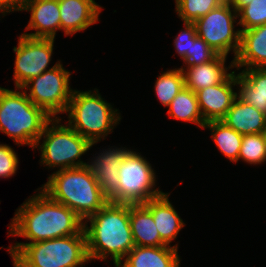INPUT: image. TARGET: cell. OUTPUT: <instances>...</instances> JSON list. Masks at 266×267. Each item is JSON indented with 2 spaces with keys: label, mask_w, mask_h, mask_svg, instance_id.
I'll list each match as a JSON object with an SVG mask.
<instances>
[{
  "label": "cell",
  "mask_w": 266,
  "mask_h": 267,
  "mask_svg": "<svg viewBox=\"0 0 266 267\" xmlns=\"http://www.w3.org/2000/svg\"><path fill=\"white\" fill-rule=\"evenodd\" d=\"M169 195L168 192L164 193L143 205L151 212L161 240L167 246L179 249V244L171 245V243L177 239L179 232L186 224L169 200Z\"/></svg>",
  "instance_id": "cell-16"
},
{
  "label": "cell",
  "mask_w": 266,
  "mask_h": 267,
  "mask_svg": "<svg viewBox=\"0 0 266 267\" xmlns=\"http://www.w3.org/2000/svg\"><path fill=\"white\" fill-rule=\"evenodd\" d=\"M236 84L237 96L266 114V68H247L236 72Z\"/></svg>",
  "instance_id": "cell-21"
},
{
  "label": "cell",
  "mask_w": 266,
  "mask_h": 267,
  "mask_svg": "<svg viewBox=\"0 0 266 267\" xmlns=\"http://www.w3.org/2000/svg\"><path fill=\"white\" fill-rule=\"evenodd\" d=\"M180 262L174 247L134 246L116 267H180Z\"/></svg>",
  "instance_id": "cell-19"
},
{
  "label": "cell",
  "mask_w": 266,
  "mask_h": 267,
  "mask_svg": "<svg viewBox=\"0 0 266 267\" xmlns=\"http://www.w3.org/2000/svg\"><path fill=\"white\" fill-rule=\"evenodd\" d=\"M240 32L266 24V0H252L238 12Z\"/></svg>",
  "instance_id": "cell-28"
},
{
  "label": "cell",
  "mask_w": 266,
  "mask_h": 267,
  "mask_svg": "<svg viewBox=\"0 0 266 267\" xmlns=\"http://www.w3.org/2000/svg\"><path fill=\"white\" fill-rule=\"evenodd\" d=\"M129 222L135 246L166 245L160 238L151 212L143 204H129Z\"/></svg>",
  "instance_id": "cell-22"
},
{
  "label": "cell",
  "mask_w": 266,
  "mask_h": 267,
  "mask_svg": "<svg viewBox=\"0 0 266 267\" xmlns=\"http://www.w3.org/2000/svg\"><path fill=\"white\" fill-rule=\"evenodd\" d=\"M14 267H84L89 263L86 235L27 243L13 258Z\"/></svg>",
  "instance_id": "cell-7"
},
{
  "label": "cell",
  "mask_w": 266,
  "mask_h": 267,
  "mask_svg": "<svg viewBox=\"0 0 266 267\" xmlns=\"http://www.w3.org/2000/svg\"><path fill=\"white\" fill-rule=\"evenodd\" d=\"M130 149L125 147L110 146L108 149L99 151L100 153L89 158L88 166L91 168L102 192L109 198L118 188L119 167L126 153Z\"/></svg>",
  "instance_id": "cell-15"
},
{
  "label": "cell",
  "mask_w": 266,
  "mask_h": 267,
  "mask_svg": "<svg viewBox=\"0 0 266 267\" xmlns=\"http://www.w3.org/2000/svg\"><path fill=\"white\" fill-rule=\"evenodd\" d=\"M204 128L211 132V139L223 156L230 162L238 163L243 135L226 126L222 121H208L204 124Z\"/></svg>",
  "instance_id": "cell-24"
},
{
  "label": "cell",
  "mask_w": 266,
  "mask_h": 267,
  "mask_svg": "<svg viewBox=\"0 0 266 267\" xmlns=\"http://www.w3.org/2000/svg\"><path fill=\"white\" fill-rule=\"evenodd\" d=\"M221 4L220 0H175V12L183 23H194Z\"/></svg>",
  "instance_id": "cell-26"
},
{
  "label": "cell",
  "mask_w": 266,
  "mask_h": 267,
  "mask_svg": "<svg viewBox=\"0 0 266 267\" xmlns=\"http://www.w3.org/2000/svg\"><path fill=\"white\" fill-rule=\"evenodd\" d=\"M19 11L30 12V19L22 34L32 38L55 39L61 30L58 0H22Z\"/></svg>",
  "instance_id": "cell-12"
},
{
  "label": "cell",
  "mask_w": 266,
  "mask_h": 267,
  "mask_svg": "<svg viewBox=\"0 0 266 267\" xmlns=\"http://www.w3.org/2000/svg\"><path fill=\"white\" fill-rule=\"evenodd\" d=\"M184 87V75L181 68L170 70L167 68L165 72L161 71L154 83L155 95L164 107H168Z\"/></svg>",
  "instance_id": "cell-25"
},
{
  "label": "cell",
  "mask_w": 266,
  "mask_h": 267,
  "mask_svg": "<svg viewBox=\"0 0 266 267\" xmlns=\"http://www.w3.org/2000/svg\"><path fill=\"white\" fill-rule=\"evenodd\" d=\"M266 68V24L241 31L240 49L234 59L235 70Z\"/></svg>",
  "instance_id": "cell-18"
},
{
  "label": "cell",
  "mask_w": 266,
  "mask_h": 267,
  "mask_svg": "<svg viewBox=\"0 0 266 267\" xmlns=\"http://www.w3.org/2000/svg\"><path fill=\"white\" fill-rule=\"evenodd\" d=\"M61 31L70 36L96 24L103 7L95 0H58Z\"/></svg>",
  "instance_id": "cell-14"
},
{
  "label": "cell",
  "mask_w": 266,
  "mask_h": 267,
  "mask_svg": "<svg viewBox=\"0 0 266 267\" xmlns=\"http://www.w3.org/2000/svg\"><path fill=\"white\" fill-rule=\"evenodd\" d=\"M55 39L32 38L23 34L18 36L15 53L13 80L16 88H21L30 79L37 77L44 71L54 68L61 60H58L51 68Z\"/></svg>",
  "instance_id": "cell-11"
},
{
  "label": "cell",
  "mask_w": 266,
  "mask_h": 267,
  "mask_svg": "<svg viewBox=\"0 0 266 267\" xmlns=\"http://www.w3.org/2000/svg\"><path fill=\"white\" fill-rule=\"evenodd\" d=\"M15 211L9 223L8 237H22L29 242H15L7 247L13 258L27 243L80 234L84 221L70 208L53 200L41 188Z\"/></svg>",
  "instance_id": "cell-1"
},
{
  "label": "cell",
  "mask_w": 266,
  "mask_h": 267,
  "mask_svg": "<svg viewBox=\"0 0 266 267\" xmlns=\"http://www.w3.org/2000/svg\"><path fill=\"white\" fill-rule=\"evenodd\" d=\"M118 176V188L108 198L110 202L143 204L165 193L159 186L156 187L157 175L151 163L133 149H130L123 158Z\"/></svg>",
  "instance_id": "cell-8"
},
{
  "label": "cell",
  "mask_w": 266,
  "mask_h": 267,
  "mask_svg": "<svg viewBox=\"0 0 266 267\" xmlns=\"http://www.w3.org/2000/svg\"><path fill=\"white\" fill-rule=\"evenodd\" d=\"M262 165L266 161V145L261 133L243 135L238 161Z\"/></svg>",
  "instance_id": "cell-27"
},
{
  "label": "cell",
  "mask_w": 266,
  "mask_h": 267,
  "mask_svg": "<svg viewBox=\"0 0 266 267\" xmlns=\"http://www.w3.org/2000/svg\"><path fill=\"white\" fill-rule=\"evenodd\" d=\"M252 0H232V5L236 11L238 12L243 6L249 4Z\"/></svg>",
  "instance_id": "cell-33"
},
{
  "label": "cell",
  "mask_w": 266,
  "mask_h": 267,
  "mask_svg": "<svg viewBox=\"0 0 266 267\" xmlns=\"http://www.w3.org/2000/svg\"><path fill=\"white\" fill-rule=\"evenodd\" d=\"M22 0H0V13L2 17L11 12H18L21 6ZM1 18V17H0Z\"/></svg>",
  "instance_id": "cell-32"
},
{
  "label": "cell",
  "mask_w": 266,
  "mask_h": 267,
  "mask_svg": "<svg viewBox=\"0 0 266 267\" xmlns=\"http://www.w3.org/2000/svg\"><path fill=\"white\" fill-rule=\"evenodd\" d=\"M184 28L180 30L177 36H175L173 45L177 52V55L180 56V59H183L186 56L187 52H190L191 47V38H193L196 33V28L193 23H183Z\"/></svg>",
  "instance_id": "cell-31"
},
{
  "label": "cell",
  "mask_w": 266,
  "mask_h": 267,
  "mask_svg": "<svg viewBox=\"0 0 266 267\" xmlns=\"http://www.w3.org/2000/svg\"><path fill=\"white\" fill-rule=\"evenodd\" d=\"M66 113L64 122L94 145L105 140L122 119L119 109L104 100L97 88L74 89Z\"/></svg>",
  "instance_id": "cell-5"
},
{
  "label": "cell",
  "mask_w": 266,
  "mask_h": 267,
  "mask_svg": "<svg viewBox=\"0 0 266 267\" xmlns=\"http://www.w3.org/2000/svg\"><path fill=\"white\" fill-rule=\"evenodd\" d=\"M71 73L60 61L54 68L30 79L21 89L51 118H60L59 114H66L74 90L70 86Z\"/></svg>",
  "instance_id": "cell-9"
},
{
  "label": "cell",
  "mask_w": 266,
  "mask_h": 267,
  "mask_svg": "<svg viewBox=\"0 0 266 267\" xmlns=\"http://www.w3.org/2000/svg\"><path fill=\"white\" fill-rule=\"evenodd\" d=\"M89 261H108L116 267L135 246L130 222L129 204L108 201L84 221Z\"/></svg>",
  "instance_id": "cell-2"
},
{
  "label": "cell",
  "mask_w": 266,
  "mask_h": 267,
  "mask_svg": "<svg viewBox=\"0 0 266 267\" xmlns=\"http://www.w3.org/2000/svg\"><path fill=\"white\" fill-rule=\"evenodd\" d=\"M220 121L241 135L257 134L266 127V114L237 96Z\"/></svg>",
  "instance_id": "cell-20"
},
{
  "label": "cell",
  "mask_w": 266,
  "mask_h": 267,
  "mask_svg": "<svg viewBox=\"0 0 266 267\" xmlns=\"http://www.w3.org/2000/svg\"><path fill=\"white\" fill-rule=\"evenodd\" d=\"M236 70L219 84L196 91L197 101L203 120L220 121L228 112L237 97Z\"/></svg>",
  "instance_id": "cell-13"
},
{
  "label": "cell",
  "mask_w": 266,
  "mask_h": 267,
  "mask_svg": "<svg viewBox=\"0 0 266 267\" xmlns=\"http://www.w3.org/2000/svg\"><path fill=\"white\" fill-rule=\"evenodd\" d=\"M47 179L40 188L53 200L73 210L83 221L109 201L88 165L55 171Z\"/></svg>",
  "instance_id": "cell-3"
},
{
  "label": "cell",
  "mask_w": 266,
  "mask_h": 267,
  "mask_svg": "<svg viewBox=\"0 0 266 267\" xmlns=\"http://www.w3.org/2000/svg\"><path fill=\"white\" fill-rule=\"evenodd\" d=\"M227 58L228 56L218 54L213 60L204 64L181 66L185 87L196 92L222 83L231 74L232 71L229 72V70L234 68V60L228 67L225 65Z\"/></svg>",
  "instance_id": "cell-17"
},
{
  "label": "cell",
  "mask_w": 266,
  "mask_h": 267,
  "mask_svg": "<svg viewBox=\"0 0 266 267\" xmlns=\"http://www.w3.org/2000/svg\"><path fill=\"white\" fill-rule=\"evenodd\" d=\"M61 121L62 118H52L35 144L34 150L37 148L41 152L40 165L53 170L57 168L56 171L87 166L89 162H84L81 156L94 144Z\"/></svg>",
  "instance_id": "cell-6"
},
{
  "label": "cell",
  "mask_w": 266,
  "mask_h": 267,
  "mask_svg": "<svg viewBox=\"0 0 266 267\" xmlns=\"http://www.w3.org/2000/svg\"><path fill=\"white\" fill-rule=\"evenodd\" d=\"M237 19L238 13L232 5L221 4L193 24L197 35L214 51L225 56L233 52L234 60L240 49L241 37L240 29L234 25L238 26Z\"/></svg>",
  "instance_id": "cell-10"
},
{
  "label": "cell",
  "mask_w": 266,
  "mask_h": 267,
  "mask_svg": "<svg viewBox=\"0 0 266 267\" xmlns=\"http://www.w3.org/2000/svg\"><path fill=\"white\" fill-rule=\"evenodd\" d=\"M222 4H231L232 0H220Z\"/></svg>",
  "instance_id": "cell-35"
},
{
  "label": "cell",
  "mask_w": 266,
  "mask_h": 267,
  "mask_svg": "<svg viewBox=\"0 0 266 267\" xmlns=\"http://www.w3.org/2000/svg\"><path fill=\"white\" fill-rule=\"evenodd\" d=\"M218 53L197 34L191 38L190 52L182 59L185 66H196L213 60Z\"/></svg>",
  "instance_id": "cell-29"
},
{
  "label": "cell",
  "mask_w": 266,
  "mask_h": 267,
  "mask_svg": "<svg viewBox=\"0 0 266 267\" xmlns=\"http://www.w3.org/2000/svg\"><path fill=\"white\" fill-rule=\"evenodd\" d=\"M19 163L16 151L8 144L0 143V178L15 176Z\"/></svg>",
  "instance_id": "cell-30"
},
{
  "label": "cell",
  "mask_w": 266,
  "mask_h": 267,
  "mask_svg": "<svg viewBox=\"0 0 266 267\" xmlns=\"http://www.w3.org/2000/svg\"><path fill=\"white\" fill-rule=\"evenodd\" d=\"M167 114L169 118L195 124L201 129L206 123L203 120L196 93L186 87L170 102Z\"/></svg>",
  "instance_id": "cell-23"
},
{
  "label": "cell",
  "mask_w": 266,
  "mask_h": 267,
  "mask_svg": "<svg viewBox=\"0 0 266 267\" xmlns=\"http://www.w3.org/2000/svg\"><path fill=\"white\" fill-rule=\"evenodd\" d=\"M261 135H262L263 141L265 142V145H266V127L263 129Z\"/></svg>",
  "instance_id": "cell-34"
},
{
  "label": "cell",
  "mask_w": 266,
  "mask_h": 267,
  "mask_svg": "<svg viewBox=\"0 0 266 267\" xmlns=\"http://www.w3.org/2000/svg\"><path fill=\"white\" fill-rule=\"evenodd\" d=\"M51 119L21 88L11 90L0 87V132L17 146L26 145L33 150Z\"/></svg>",
  "instance_id": "cell-4"
}]
</instances>
